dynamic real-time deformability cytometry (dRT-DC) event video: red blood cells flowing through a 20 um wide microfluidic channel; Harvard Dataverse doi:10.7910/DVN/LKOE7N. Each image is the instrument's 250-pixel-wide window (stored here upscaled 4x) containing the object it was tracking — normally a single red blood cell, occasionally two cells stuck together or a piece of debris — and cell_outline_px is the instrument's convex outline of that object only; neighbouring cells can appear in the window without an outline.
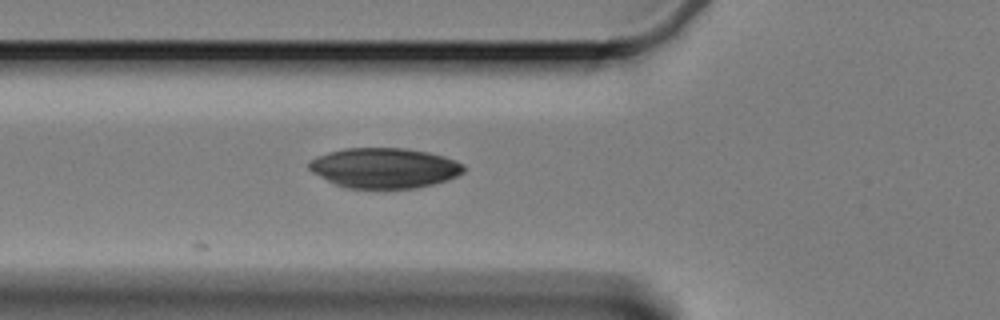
{"species": "Egyptian fruit bat (a non-hibernating species)", "species_latin": "Rousettus aegyptiacus", "temperature_condition": "cold", "stored_images_in_passage": 19, "camera_frame_rate_fps": 3000, "um_per_image_px": 0.085, "animal": {"sex": "female"}, "frame": {"image": 1, "passage_image": 4, "time_ms": 1.0, "image_size_px": [1000, 320], "cell_outline_px": [[468, 168], [464, 172], [448, 180], [416, 188], [344, 188], [312, 172], [308, 168], [308, 164], [316, 156], [328, 152], [344, 148], [404, 148], [428, 152], [444, 156], [456, 160], [464, 164]], "centroid_in_image_um": [32.7, 14.27], "position_along_channel_um": 93.1, "area_um2": 36.36}}
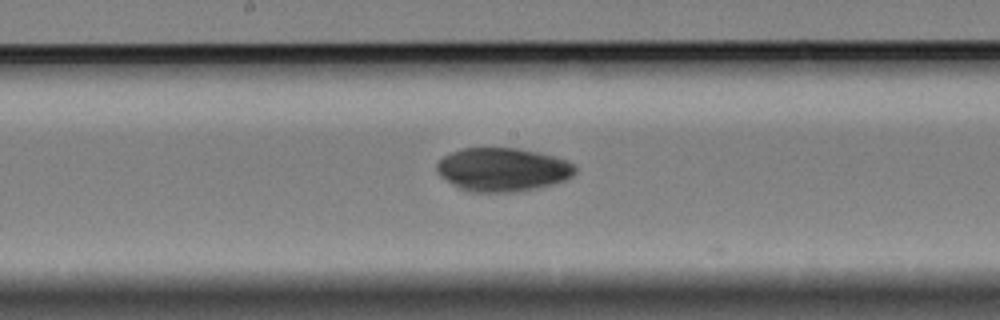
{"frame": {"image": 2, "passage_image": 14, "time_ms": 4.333, "image_size_px": [1000, 320], "cell_outline_px": [[576, 172], [568, 180], [556, 184], [520, 192], [472, 192], [460, 188], [452, 184], [440, 176], [436, 172], [436, 164], [444, 156], [452, 152], [464, 148], [516, 148], [536, 152], [568, 160], [576, 168]], "centroid_in_image_um": [42.75, 14.43], "position_along_channel_um": 205.5, "area_um2": 35.32}}
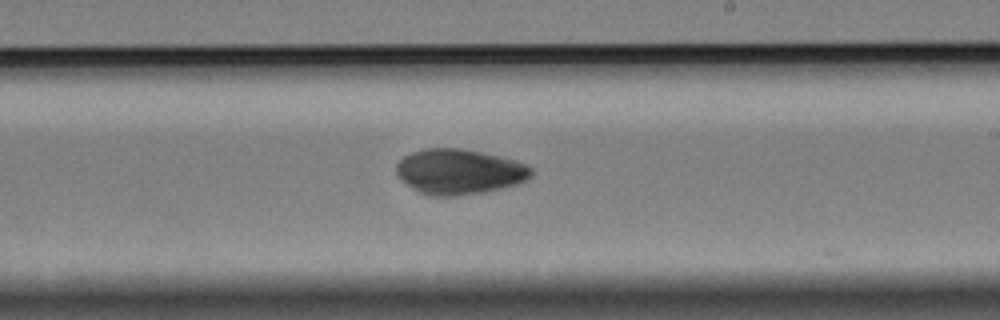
{"frame": {"image": 3, "passage_image": 18, "time_ms": 5.667, "image_size_px": [1000, 320], "cell_outline_px": [[532, 176], [516, 184], [504, 188], [456, 196], [428, 196], [412, 188], [396, 172], [396, 164], [404, 156], [412, 152], [428, 148], [460, 148], [480, 152], [516, 160], [532, 168]], "centroid_in_image_um": [39.04, 14.59], "position_along_channel_um": 250.0, "area_um2": 35.26}}